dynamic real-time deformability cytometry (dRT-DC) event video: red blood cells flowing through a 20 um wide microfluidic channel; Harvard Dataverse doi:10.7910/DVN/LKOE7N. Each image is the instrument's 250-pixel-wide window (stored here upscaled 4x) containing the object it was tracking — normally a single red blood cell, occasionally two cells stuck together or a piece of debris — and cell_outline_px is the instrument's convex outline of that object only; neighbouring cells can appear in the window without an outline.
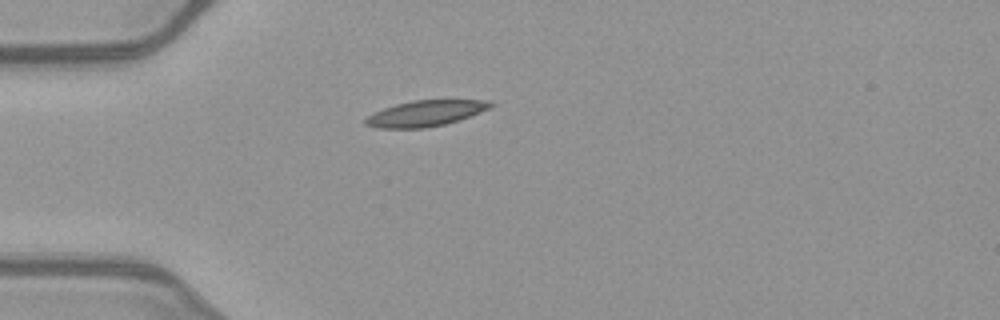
{"species": "common noctule bat (a hibernating species)", "species_latin": "Nyctalus noctula", "temperature_condition": "warm", "stored_images_in_passage": 34, "camera_frame_rate_fps": 3000, "um_per_image_px": 0.085, "animal": {"sex": "female", "body_mass_g": 21.9}, "frame": {"image": 1, "passage_image": 1, "time_ms": 0.0, "image_size_px": [1000, 320], "cell_outline_px": [[496, 104], [480, 112], [460, 120], [444, 124], [424, 128], [380, 128], [364, 124], [364, 120], [372, 112], [396, 104], [412, 100], [492, 100]], "centroid_in_image_um": [36.17, 9.63], "position_along_channel_um": 48.8, "area_um2": 18.84}}
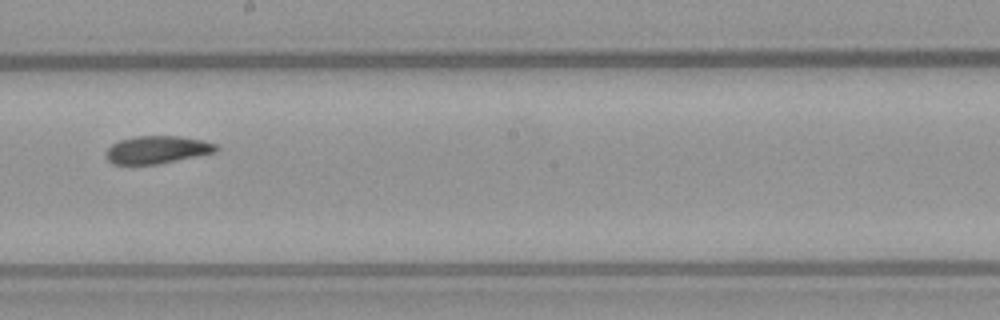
{"frame": {"image": 2, "passage_image": 16, "time_ms": 5.0, "image_size_px": [1000, 320], "cell_outline_px": [[220, 148], [216, 152], [156, 164], [112, 164], [104, 156], [104, 152], [112, 144], [120, 140], [136, 136], [180, 136], [204, 140], [216, 144]], "centroid_in_image_um": [13.34, 12.72], "position_along_channel_um": 234.9, "area_um2": 17.8}}
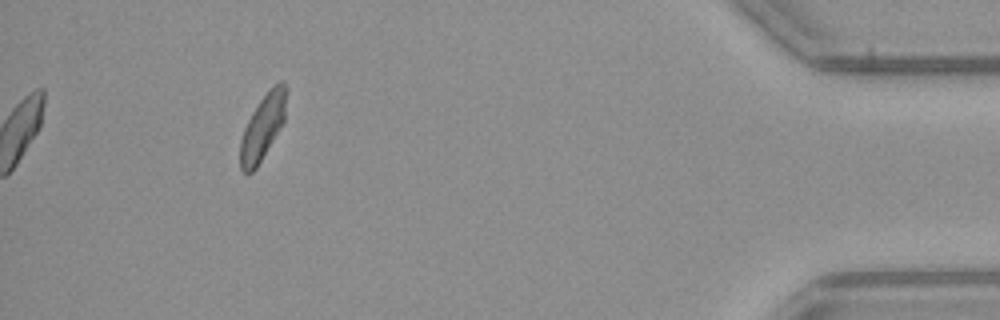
{"frame": {"image": 3, "passage_image": 34, "time_ms": 11.0, "image_size_px": [1000, 320], "cell_outline_px": [[284, 120], [280, 128], [256, 168], [252, 172], [244, 172], [240, 168], [240, 140], [244, 128], [252, 112], [260, 100], [280, 80], [284, 80]], "centroid_in_image_um": [22.28, 10.86], "position_along_channel_um": 412.9, "area_um2": 16.76}, "authors_computed_cell_mechanics": {"area_um2": 18.3515, "velocity_mm_per_s": 4.0202, "shape_relaxation_time_tau1_ms": 7.2811, "shape_relaxation_time_tau2_ms": 4.5391, "deformation_change_tau1": 0.1685, "deformation_change_tau2": 0.1127}}